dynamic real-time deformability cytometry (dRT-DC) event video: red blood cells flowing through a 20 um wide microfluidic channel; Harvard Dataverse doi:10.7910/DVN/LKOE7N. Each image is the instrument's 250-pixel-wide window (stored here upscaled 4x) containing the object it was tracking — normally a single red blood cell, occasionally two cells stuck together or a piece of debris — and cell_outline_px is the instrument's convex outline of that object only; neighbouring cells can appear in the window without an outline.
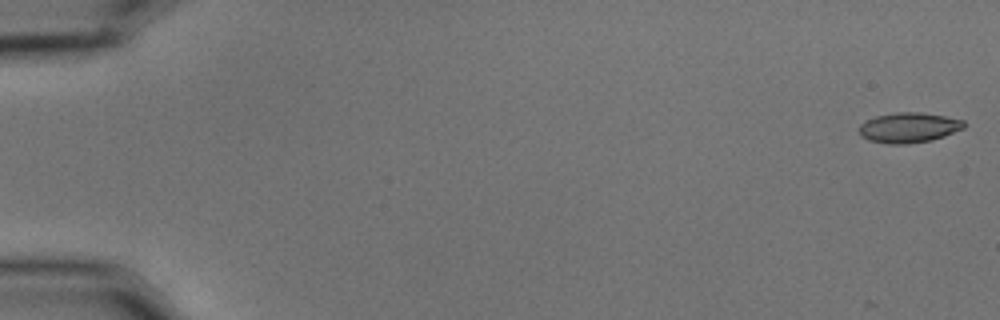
{"species": "common noctule bat (a hibernating species)", "species_latin": "Nyctalus noctula", "temperature_condition": "cold", "stored_images_in_passage": 11, "camera_frame_rate_fps": 3000, "um_per_image_px": 0.085, "animal": {"sex": "male", "body_mass_g": 15.6}, "frame": {"image": 1, "passage_image": 1, "time_ms": 0.0, "image_size_px": [1000, 320], "cell_outline_px": [[964, 128], [944, 136], [932, 140], [904, 144], [888, 144], [868, 140], [860, 136], [860, 124], [864, 120], [876, 116], [896, 112], [920, 112], [944, 116], [964, 120]], "centroid_in_image_um": [77.22, 10.84], "position_along_channel_um": 7.8, "area_um2": 18.44}}